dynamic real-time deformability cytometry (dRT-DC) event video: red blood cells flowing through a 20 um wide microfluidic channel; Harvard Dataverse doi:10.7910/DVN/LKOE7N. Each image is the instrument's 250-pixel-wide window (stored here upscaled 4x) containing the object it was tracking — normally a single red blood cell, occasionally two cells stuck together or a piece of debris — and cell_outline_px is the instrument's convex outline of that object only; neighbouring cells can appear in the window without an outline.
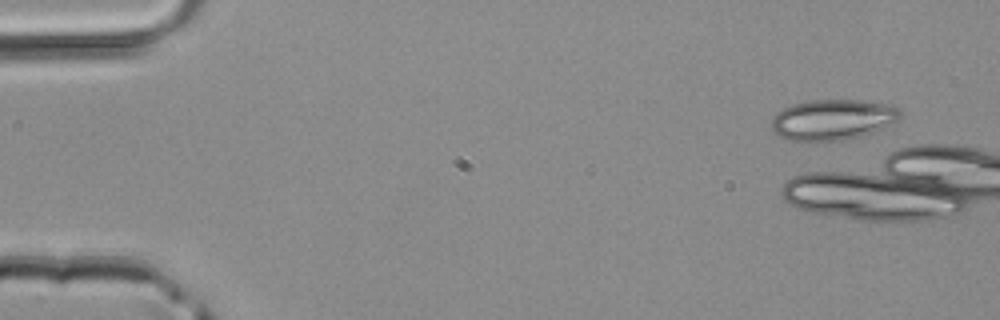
{"species": "common noctule bat (a hibernating species)", "species_latin": "Nyctalus noctula", "temperature_condition": "room temperature", "stored_images_in_passage": 3, "camera_frame_rate_fps": 3000, "um_per_image_px": 0.085, "animal": {"sex": "male", "body_mass_g": 20.4}, "frame": {"image": 1, "passage_image": 3, "time_ms": 0.667, "image_size_px": [1000, 320], "cell_outline_px": [[900, 120], [872, 132], [860, 136], [844, 140], [788, 140], [780, 136], [772, 128], [772, 116], [776, 112], [792, 104], [808, 100], [856, 100], [884, 104], [896, 108], [900, 112]], "centroid_in_image_um": [70.74, 10.16], "position_along_channel_um": 14.3, "area_um2": 30.06}}